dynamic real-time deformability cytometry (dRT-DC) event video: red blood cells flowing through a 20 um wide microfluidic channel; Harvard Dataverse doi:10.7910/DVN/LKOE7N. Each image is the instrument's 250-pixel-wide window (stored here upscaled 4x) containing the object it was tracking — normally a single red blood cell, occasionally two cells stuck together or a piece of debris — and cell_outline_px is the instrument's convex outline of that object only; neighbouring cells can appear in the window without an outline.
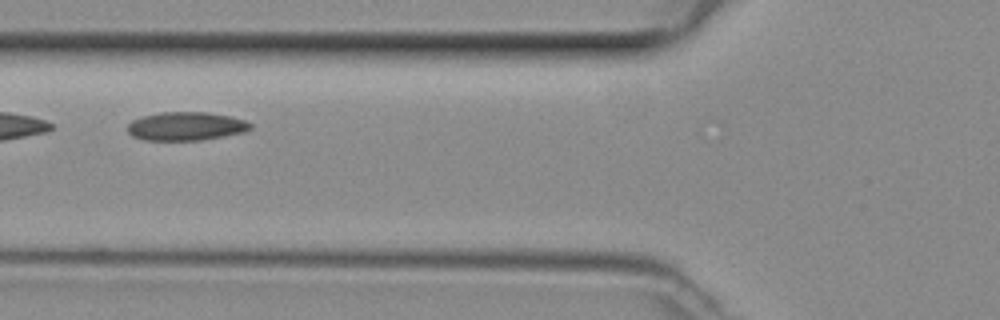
{"species": "common noctule bat (a hibernating species)", "species_latin": "Nyctalus noctula", "temperature_condition": "room temperature", "stored_images_in_passage": 10, "camera_frame_rate_fps": 3000, "um_per_image_px": 0.085, "animal": {"sex": "female", "body_mass_g": 29.2, "forearm_length_mm": 56.3}, "frame": {"image": 1, "passage_image": 4, "time_ms": 1.0, "image_size_px": [1000, 320], "cell_outline_px": [[252, 128], [244, 132], [224, 136], [200, 140], [144, 140], [132, 136], [128, 132], [128, 124], [132, 120], [140, 116], [160, 112], [208, 112], [228, 116], [244, 120], [252, 124]], "centroid_in_image_um": [15.78, 10.72], "position_along_channel_um": 110.0, "area_um2": 20.46}}
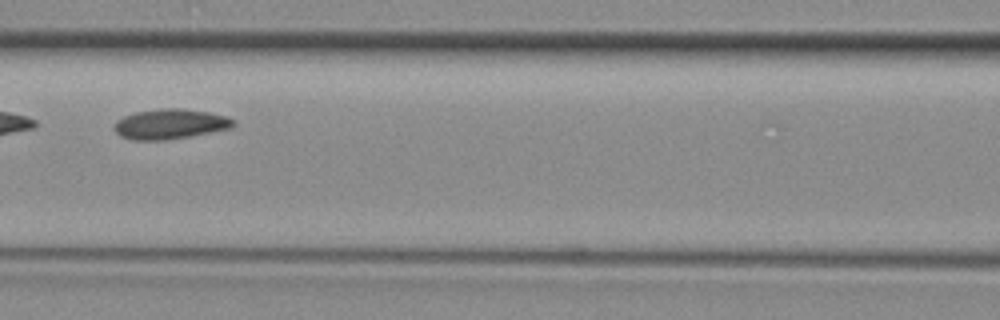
{"frame": {"image": 2, "passage_image": 7, "time_ms": 2.0, "image_size_px": [1000, 320], "cell_outline_px": [[236, 124], [232, 128], [188, 136], [164, 140], [132, 140], [120, 136], [112, 128], [116, 120], [124, 116], [136, 112], [164, 108], [180, 108], [208, 112], [228, 116], [236, 120]], "centroid_in_image_um": [14.46, 10.54], "position_along_channel_um": 152.1, "area_um2": 20.92}}